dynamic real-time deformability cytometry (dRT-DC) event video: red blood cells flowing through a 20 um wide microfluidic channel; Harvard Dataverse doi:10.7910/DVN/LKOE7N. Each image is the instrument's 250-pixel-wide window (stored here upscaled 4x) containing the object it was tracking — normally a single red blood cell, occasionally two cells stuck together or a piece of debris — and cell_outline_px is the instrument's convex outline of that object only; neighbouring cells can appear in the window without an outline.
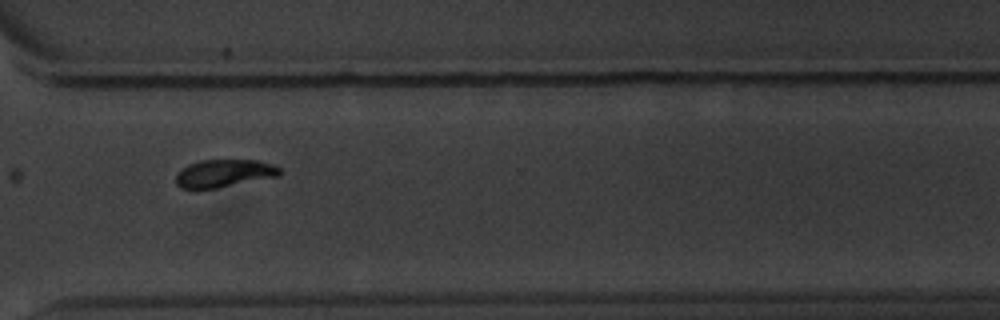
{"species": "common noctule bat (a hibernating species)", "species_latin": "Nyctalus noctula", "temperature_condition": "warm", "stored_images_in_passage": 11, "camera_frame_rate_fps": 3000, "um_per_image_px": 0.085, "animal": {"sex": "male", "body_mass_g": 20.1, "forearm_length_mm": 53.5}, "frame": {"image": 1, "passage_image": 8, "time_ms": 8.667, "image_size_px": [1000, 320], "cell_outline_px": [[284, 172], [280, 176], [196, 192], [180, 188], [176, 184], [176, 176], [188, 164], [200, 160], [256, 160], [272, 164], [280, 168]], "centroid_in_image_um": [19.03, 14.77], "position_along_channel_um": 351.6, "area_um2": 17.28}}